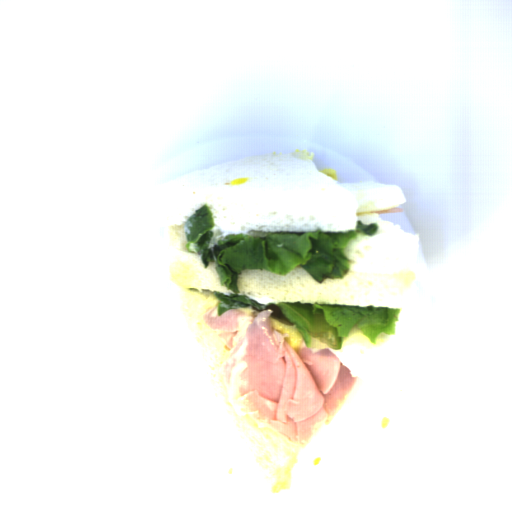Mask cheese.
Listing matches in <instances>:
<instances>
[{
  "label": "cheese",
  "instance_id": "1",
  "mask_svg": "<svg viewBox=\"0 0 512 512\" xmlns=\"http://www.w3.org/2000/svg\"><path fill=\"white\" fill-rule=\"evenodd\" d=\"M322 173H324L327 177H330L332 179H335L338 181V178H337V173L335 171V169H332V168H327L325 170H320Z\"/></svg>",
  "mask_w": 512,
  "mask_h": 512
}]
</instances>
